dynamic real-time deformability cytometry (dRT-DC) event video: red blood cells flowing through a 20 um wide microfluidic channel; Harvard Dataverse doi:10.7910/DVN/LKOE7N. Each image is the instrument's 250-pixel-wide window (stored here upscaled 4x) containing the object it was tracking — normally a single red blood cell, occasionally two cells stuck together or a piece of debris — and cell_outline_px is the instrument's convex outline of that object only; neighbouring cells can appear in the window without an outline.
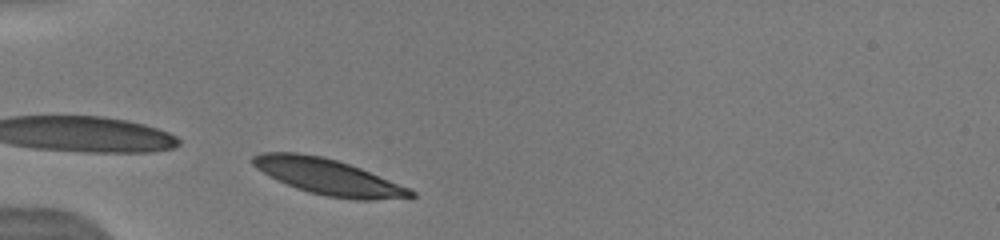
{"species": "human", "species_latin": "Homo sapiens", "temperature_condition": "warm", "stored_images_in_passage": 3, "camera_frame_rate_fps": 3000, "um_per_image_px": 0.085, "donor": {"sex": "male"}, "frame": {"image": 1, "passage_image": 1, "time_ms": 0.0, "image_size_px": [1000, 240], "cell_outline_px": [[416, 196], [372, 200], [356, 200], [324, 196], [308, 192], [296, 188], [276, 180], [256, 168], [252, 164], [252, 156], [260, 152], [296, 152], [324, 156], [360, 168], [408, 188], [416, 192]], "centroid_in_image_um": [27.83, 15.02], "position_along_channel_um": 57.2, "area_um2": 32.83}}